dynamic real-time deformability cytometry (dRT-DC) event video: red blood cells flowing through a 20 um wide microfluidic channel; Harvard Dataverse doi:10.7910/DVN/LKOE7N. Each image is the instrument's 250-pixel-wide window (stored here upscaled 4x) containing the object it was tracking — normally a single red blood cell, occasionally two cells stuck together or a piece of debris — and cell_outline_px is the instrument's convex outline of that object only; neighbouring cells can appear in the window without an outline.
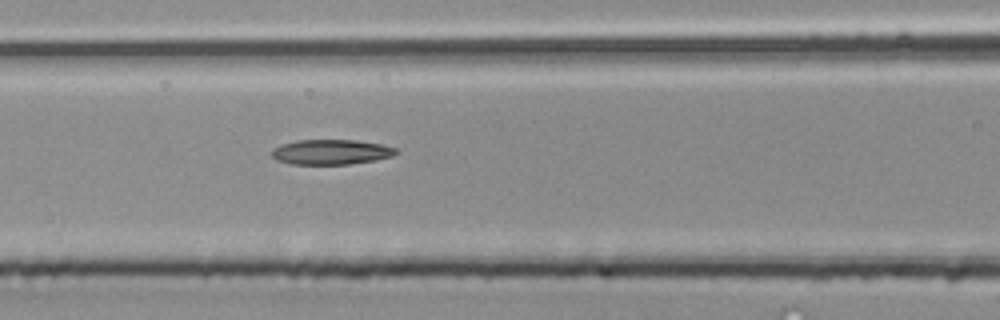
{"species": "common noctule bat (a hibernating species)", "species_latin": "Nyctalus noctula", "temperature_condition": "room temperature", "stored_images_in_passage": 6, "camera_frame_rate_fps": 3000, "um_per_image_px": 0.085, "animal": {"sex": "male", "body_mass_g": 20.4}, "frame": {"image": 1, "passage_image": 6, "time_ms": 1.667, "image_size_px": [1000, 320], "cell_outline_px": [[400, 152], [392, 156], [376, 160], [348, 164], [288, 164], [276, 160], [272, 156], [272, 148], [280, 144], [296, 140], [356, 140], [384, 144], [396, 148]], "centroid_in_image_um": [28.14, 12.91], "position_along_channel_um": 138.5, "area_um2": 18.38}}